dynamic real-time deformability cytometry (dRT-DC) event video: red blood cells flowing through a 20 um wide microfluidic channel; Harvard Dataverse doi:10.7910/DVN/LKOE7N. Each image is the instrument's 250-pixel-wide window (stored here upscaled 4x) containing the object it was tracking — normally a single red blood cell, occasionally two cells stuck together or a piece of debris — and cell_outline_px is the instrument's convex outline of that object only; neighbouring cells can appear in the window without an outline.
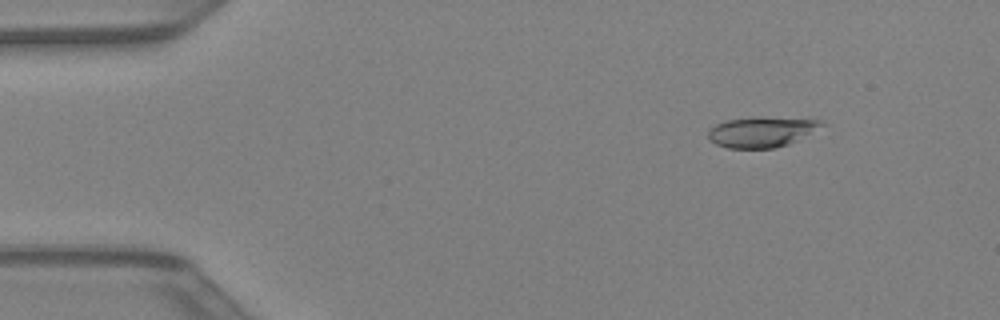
{"species": "Egyptian fruit bat (a non-hibernating species)", "species_latin": "Rousettus aegyptiacus", "temperature_condition": "warm", "stored_images_in_passage": 38, "camera_frame_rate_fps": 3000, "um_per_image_px": 0.085, "animal": {"sex": "female"}, "frame": {"image": 1, "passage_image": 1, "time_ms": 0.0, "image_size_px": [1000, 320], "cell_outline_px": [[824, 124], [796, 140], [788, 144], [776, 148], [728, 148], [716, 144], [708, 136], [708, 132], [716, 124], [728, 120], [820, 120]], "centroid_in_image_um": [64.65, 11.29], "position_along_channel_um": 20.3, "area_um2": 18.38}}
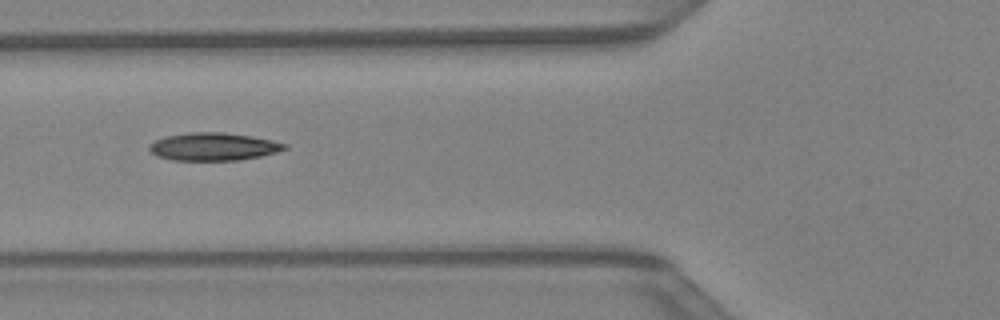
{"frame": {"image": 2, "passage_image": 12, "time_ms": 3.667, "image_size_px": [1000, 320], "cell_outline_px": [[288, 148], [276, 152], [260, 156], [236, 160], [172, 160], [156, 156], [148, 148], [148, 144], [164, 136], [188, 132], [224, 132], [248, 136], [288, 144]], "centroid_in_image_um": [18.08, 12.46], "position_along_channel_um": 107.7, "area_um2": 21.79}}
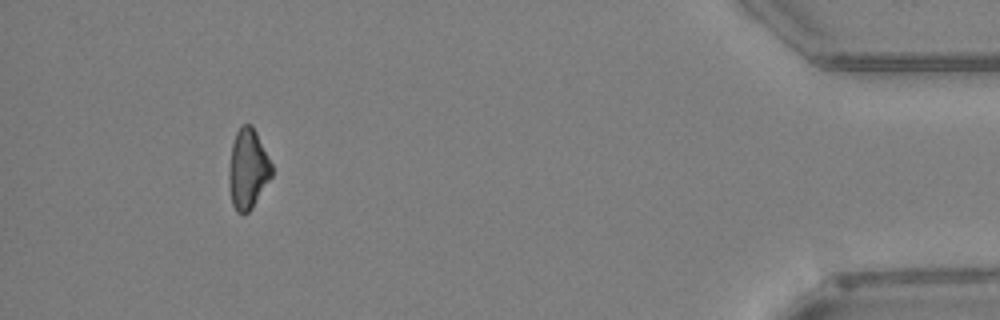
{"frame": {"image": 3, "passage_image": 35, "time_ms": 11.333, "image_size_px": [1000, 320], "cell_outline_px": [[272, 176], [252, 208], [244, 216], [236, 212], [232, 204], [228, 180], [228, 172], [232, 144], [236, 132], [240, 124], [252, 124], [272, 164]], "centroid_in_image_um": [21.05, 14.38], "position_along_channel_um": 414.1, "area_um2": 20.11}}